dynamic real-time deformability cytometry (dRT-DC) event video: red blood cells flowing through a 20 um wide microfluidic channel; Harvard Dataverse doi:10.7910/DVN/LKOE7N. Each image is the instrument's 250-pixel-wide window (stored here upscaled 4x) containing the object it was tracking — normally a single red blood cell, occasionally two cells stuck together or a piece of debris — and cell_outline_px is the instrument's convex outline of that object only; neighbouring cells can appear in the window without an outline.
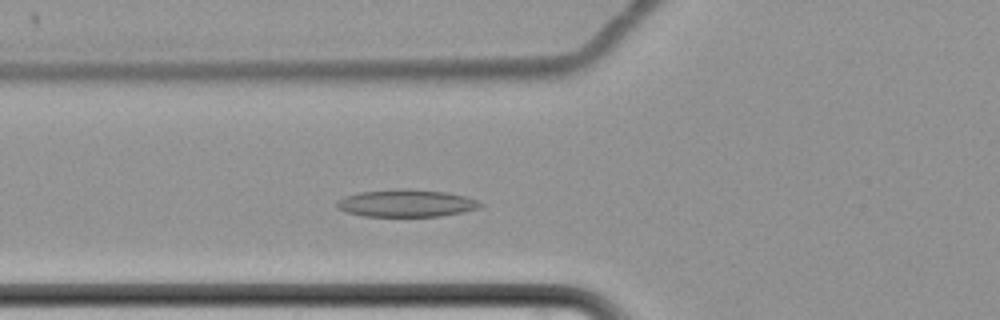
{"species": "common noctule bat (a hibernating species)", "species_latin": "Nyctalus noctula", "temperature_condition": "cold", "stored_images_in_passage": 56, "camera_frame_rate_fps": 3000, "um_per_image_px": 0.085, "animal": {"sex": "female", "body_mass_g": 22.7, "forearm_length_mm": 54.2}, "frame": {"image": 1, "passage_image": 18, "time_ms": 5.667, "image_size_px": [1000, 320], "cell_outline_px": [[484, 204], [480, 208], [440, 216], [364, 216], [344, 212], [336, 208], [336, 200], [344, 196], [360, 192], [400, 188], [404, 188], [448, 192], [464, 196], [476, 200]], "centroid_in_image_um": [34.49, 17.27], "position_along_channel_um": 91.3, "area_um2": 23.0}}
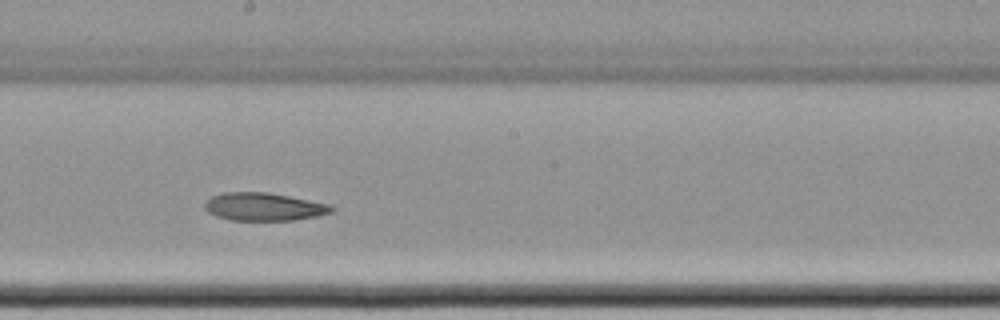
{"frame": {"image": 2, "passage_image": 30, "time_ms": 9.667, "image_size_px": [1000, 320], "cell_outline_px": [[336, 208], [332, 212], [316, 216], [296, 220], [232, 220], [216, 216], [208, 212], [204, 208], [204, 204], [212, 196], [224, 192], [268, 192], [328, 204]], "centroid_in_image_um": [22.42, 17.57], "position_along_channel_um": 225.8, "area_um2": 20.52}}
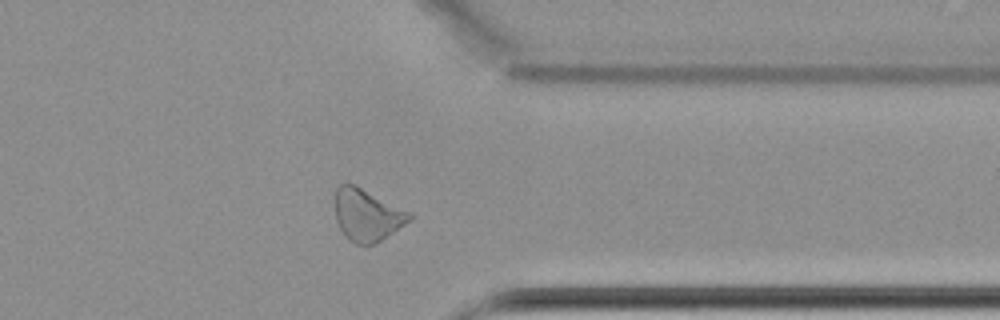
{"frame": {"image": 3, "passage_image": 44, "time_ms": 14.333, "image_size_px": [1000, 320], "cell_outline_px": [[412, 220], [376, 244], [356, 244], [348, 240], [344, 236], [336, 220], [332, 200], [336, 188], [340, 184], [356, 184], [408, 212], [412, 216]], "centroid_in_image_um": [31.13, 18.27], "position_along_channel_um": 380.3, "area_um2": 22.89}}